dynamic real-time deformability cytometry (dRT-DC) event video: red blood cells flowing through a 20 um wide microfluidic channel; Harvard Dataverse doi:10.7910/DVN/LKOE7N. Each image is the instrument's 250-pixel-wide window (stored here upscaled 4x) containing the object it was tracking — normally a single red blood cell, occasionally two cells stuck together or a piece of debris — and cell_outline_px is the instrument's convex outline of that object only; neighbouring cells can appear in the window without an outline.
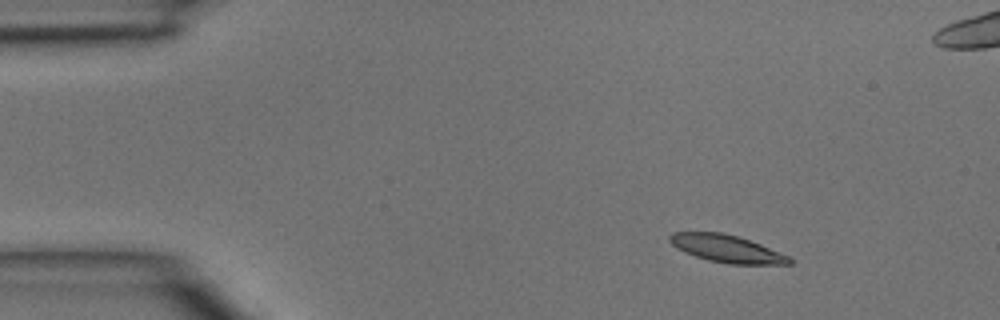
{"species": "common noctule bat (a hibernating species)", "species_latin": "Nyctalus noctula", "temperature_condition": "room temperature", "stored_images_in_passage": 5, "camera_frame_rate_fps": 3000, "um_per_image_px": 0.085, "animal": {"sex": "male", "body_mass_g": 15.6}, "frame": {"image": 1, "passage_image": 2, "time_ms": 0.333, "image_size_px": [1000, 320], "cell_outline_px": [[792, 264], [728, 264], [708, 260], [684, 252], [676, 248], [668, 240], [668, 236], [672, 232], [720, 232], [736, 236], [760, 244], [788, 256], [792, 260]], "centroid_in_image_um": [61.72, 21.14], "position_along_channel_um": 23.3, "area_um2": 18.96}}